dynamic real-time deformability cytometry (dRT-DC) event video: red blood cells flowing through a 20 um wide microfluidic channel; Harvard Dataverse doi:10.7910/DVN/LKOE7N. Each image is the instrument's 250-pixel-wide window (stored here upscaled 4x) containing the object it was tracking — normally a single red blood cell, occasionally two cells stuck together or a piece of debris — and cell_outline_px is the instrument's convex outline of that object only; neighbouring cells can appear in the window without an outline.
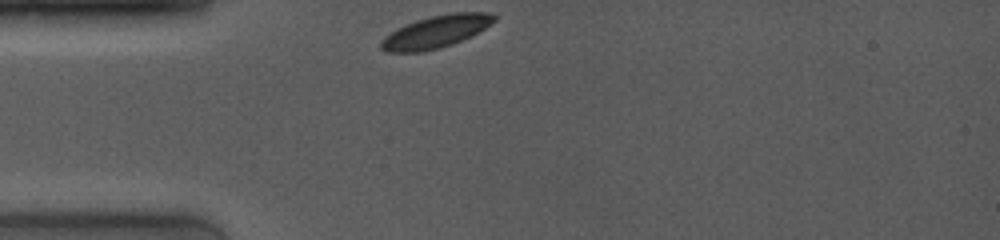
{"species": "common noctule bat (a hibernating species)", "species_latin": "Nyctalus noctula", "temperature_condition": "room temperature", "stored_images_in_passage": 26, "camera_frame_rate_fps": 4000, "um_per_image_px": 0.085, "animal": {"sex": "female", "body_mass_g": 19.0, "forearm_length_mm": 53.3}, "frame": {"image": 1, "passage_image": 1, "time_ms": 0.0, "image_size_px": [1000, 240], "cell_outline_px": [[496, 20], [484, 28], [452, 44], [440, 48], [420, 52], [388, 52], [380, 48], [380, 40], [384, 36], [416, 20], [432, 16], [452, 12], [484, 12], [496, 16]], "centroid_in_image_um": [37.02, 2.7], "position_along_channel_um": 48.0, "area_um2": 20.87}}
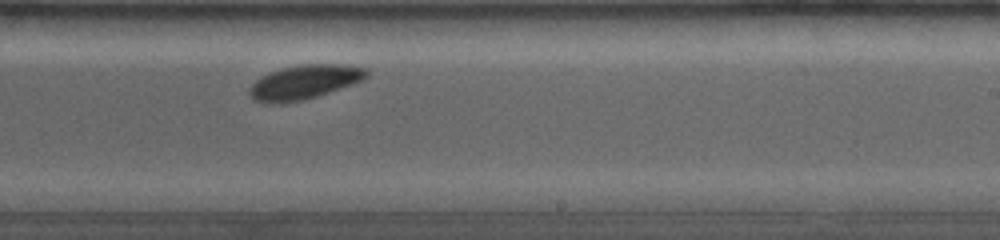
{"frame": {"image": 2, "passage_image": 16, "time_ms": 6.0, "image_size_px": [1000, 240], "cell_outline_px": [[368, 76], [352, 84], [316, 96], [300, 100], [252, 100], [248, 92], [248, 88], [256, 80], [272, 72], [284, 68], [300, 64], [340, 64], [364, 68], [368, 72]], "centroid_in_image_um": [25.91, 6.93], "position_along_channel_um": 263.1, "area_um2": 22.14}}
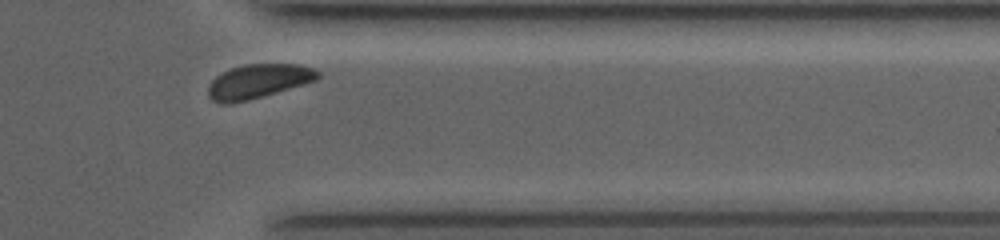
{"frame": {"image": 3, "passage_image": 24, "time_ms": 9.25, "image_size_px": [1000, 240], "cell_outline_px": [[320, 76], [316, 80], [276, 92], [248, 100], [228, 104], [224, 104], [212, 100], [208, 96], [208, 84], [216, 76], [232, 68], [244, 64], [300, 64], [312, 68], [320, 72]], "centroid_in_image_um": [21.93, 6.9], "position_along_channel_um": 389.5, "area_um2": 21.62}, "authors_computed_cell_mechanics": {"area_um2": 22.6576, "velocity_mm_per_s": 3.8365, "shape_relaxation_time_tau1_ms": null, "shape_relaxation_time_tau2_ms": 7.8437, "deformation_change_tau1": null, "deformation_change_tau2": 0.0589}}